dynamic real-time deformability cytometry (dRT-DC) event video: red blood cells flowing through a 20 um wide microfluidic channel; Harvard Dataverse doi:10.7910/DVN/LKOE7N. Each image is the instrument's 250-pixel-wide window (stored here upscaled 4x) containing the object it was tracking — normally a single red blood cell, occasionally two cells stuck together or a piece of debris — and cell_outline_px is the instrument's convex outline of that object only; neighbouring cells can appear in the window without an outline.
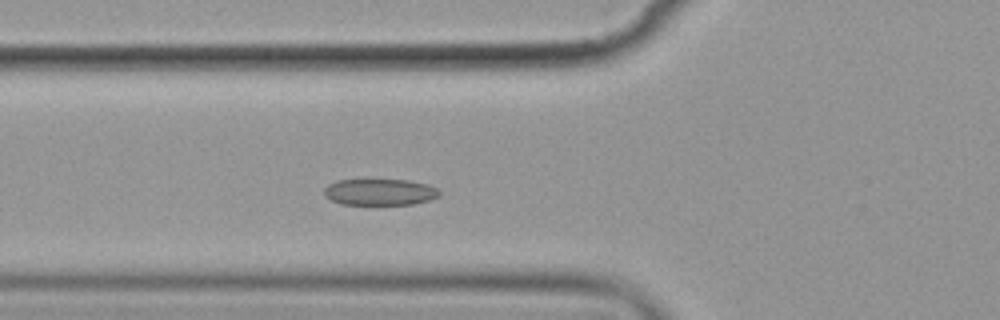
{"species": "common noctule bat (a hibernating species)", "species_latin": "Nyctalus noctula", "temperature_condition": "cold", "stored_images_in_passage": 5, "camera_frame_rate_fps": 3000, "um_per_image_px": 0.085, "animal": {"sex": "female", "body_mass_g": 19.9}, "frame": {"image": 1, "passage_image": 5, "time_ms": 4.667, "image_size_px": [1000, 320], "cell_outline_px": [[440, 196], [428, 200], [412, 204], [340, 204], [324, 196], [324, 188], [328, 184], [336, 180], [368, 176], [408, 180], [428, 184], [436, 188], [440, 192]], "centroid_in_image_um": [32.23, 16.25], "position_along_channel_um": 93.6, "area_um2": 18.73}}